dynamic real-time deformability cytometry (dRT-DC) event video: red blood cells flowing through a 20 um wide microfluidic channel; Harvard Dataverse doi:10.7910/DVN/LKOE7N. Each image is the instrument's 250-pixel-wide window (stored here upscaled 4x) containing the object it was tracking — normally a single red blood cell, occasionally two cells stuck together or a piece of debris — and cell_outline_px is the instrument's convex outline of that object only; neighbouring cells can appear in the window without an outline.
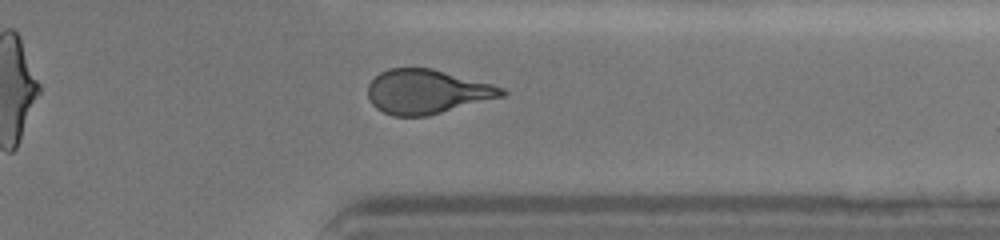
{"species": "human", "species_latin": "Homo sapiens", "temperature_condition": "cold", "stored_images_in_passage": 32, "camera_frame_rate_fps": 3000, "um_per_image_px": 0.085, "donor": {"sex": "female"}, "frame": {"image": 1, "passage_image": 23, "time_ms": 10.333, "image_size_px": [1000, 240], "cell_outline_px": [[508, 92], [504, 96], [428, 116], [392, 116], [376, 108], [368, 100], [368, 84], [380, 72], [388, 68], [432, 68], [492, 84], [504, 88]], "centroid_in_image_um": [36.28, 7.79], "position_along_channel_um": 375.1, "area_um2": 34.62}, "authors_computed_cell_mechanics": {"area_um2": 34.68, "velocity_mm_per_s": 3.6114, "shape_relaxation_time_tau1_ms": 4.5309, "shape_relaxation_time_tau2_ms": 1.3688, "deformation_change_tau1": 0.1494, "deformation_change_tau2": 0.0771}}